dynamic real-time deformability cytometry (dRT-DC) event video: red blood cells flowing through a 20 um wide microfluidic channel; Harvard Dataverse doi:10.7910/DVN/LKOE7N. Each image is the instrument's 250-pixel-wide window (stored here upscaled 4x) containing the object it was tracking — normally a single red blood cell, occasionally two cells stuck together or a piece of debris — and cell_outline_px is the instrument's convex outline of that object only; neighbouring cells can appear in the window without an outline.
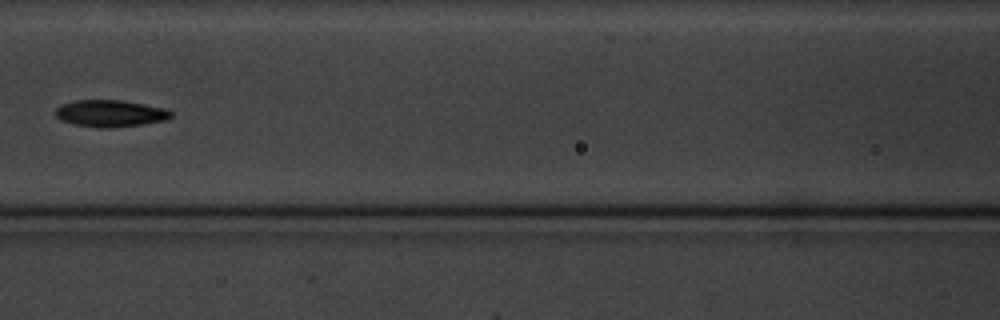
{"species": "common noctule bat (a hibernating species)", "species_latin": "Nyctalus noctula", "temperature_condition": "cold", "stored_images_in_passage": 9, "camera_frame_rate_fps": 3000, "um_per_image_px": 0.085, "animal": {"sex": "male", "body_mass_g": 20.1, "forearm_length_mm": 53.5}, "frame": {"image": 1, "passage_image": 6, "time_ms": 6.667, "image_size_px": [1000, 320], "cell_outline_px": [[172, 116], [168, 120], [144, 124], [108, 128], [96, 128], [72, 124], [60, 120], [56, 116], [56, 108], [60, 104], [76, 100], [124, 100], [168, 108], [172, 112]], "centroid_in_image_um": [9.4, 9.64], "position_along_channel_um": 157.2, "area_um2": 18.5}}
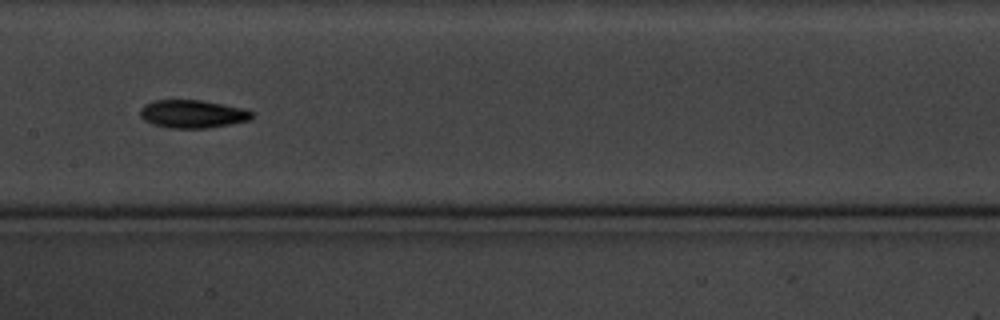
{"frame": {"image": 2, "passage_image": 7, "time_ms": 7.667, "image_size_px": [1000, 320], "cell_outline_px": [[256, 112], [248, 120], [232, 124], [208, 128], [168, 128], [152, 124], [144, 120], [140, 116], [140, 108], [144, 104], [152, 100], [204, 100], [248, 108]], "centroid_in_image_um": [16.4, 9.67], "position_along_channel_um": 191.0, "area_um2": 18.73}}
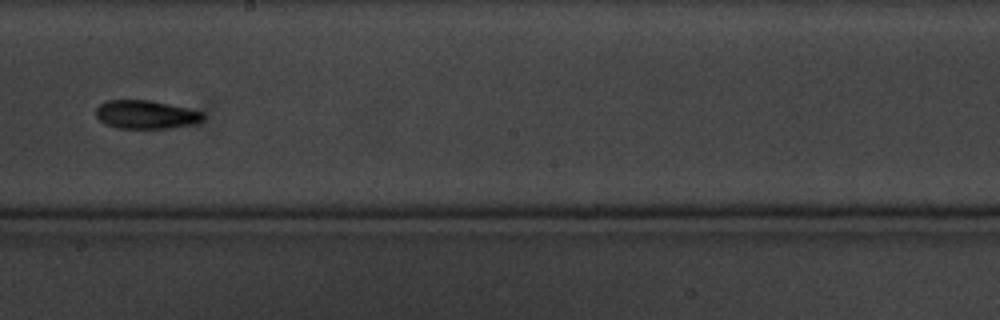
{"frame": {"image": 3, "passage_image": 8, "time_ms": 9.0, "image_size_px": [1000, 320], "cell_outline_px": [[204, 120], [196, 124], [172, 128], [116, 128], [104, 124], [96, 116], [96, 108], [100, 104], [108, 100], [148, 100], [168, 104], [204, 112]], "centroid_in_image_um": [12.42, 9.75], "position_along_channel_um": 235.8, "area_um2": 17.86}}